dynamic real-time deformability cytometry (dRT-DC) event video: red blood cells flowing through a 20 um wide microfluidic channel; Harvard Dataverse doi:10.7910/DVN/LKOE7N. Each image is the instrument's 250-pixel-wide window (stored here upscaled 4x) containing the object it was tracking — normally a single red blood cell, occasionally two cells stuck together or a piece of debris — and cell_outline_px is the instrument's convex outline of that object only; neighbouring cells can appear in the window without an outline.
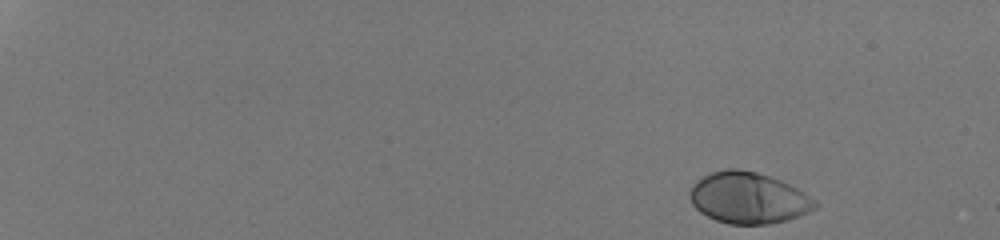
{"species": "human", "species_latin": "Homo sapiens", "temperature_condition": "room temperature", "stored_images_in_passage": 44, "camera_frame_rate_fps": 3000, "um_per_image_px": 0.085, "donor": {"sex": "male"}, "frame": {"image": 1, "passage_image": 1, "time_ms": 0.0, "image_size_px": [1000, 240], "cell_outline_px": [[820, 204], [816, 208], [808, 212], [788, 220], [768, 224], [728, 224], [716, 220], [700, 212], [692, 204], [688, 196], [688, 192], [692, 184], [696, 180], [712, 172], [728, 168], [736, 168], [756, 172], [780, 180], [804, 192], [816, 200]], "centroid_in_image_um": [63.59, 16.82], "position_along_channel_um": 21.4, "area_um2": 37.57}}
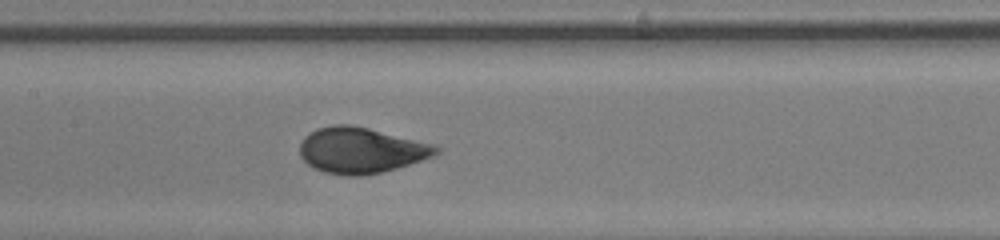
{"frame": {"image": 2, "passage_image": 26, "time_ms": 8.333, "image_size_px": [1000, 240], "cell_outline_px": [[440, 152], [432, 156], [396, 168], [380, 172], [360, 176], [348, 176], [324, 172], [308, 164], [300, 156], [300, 144], [304, 136], [316, 128], [332, 124], [348, 124], [368, 128], [432, 144], [440, 148]], "centroid_in_image_um": [30.64, 12.77], "position_along_channel_um": 176.8, "area_um2": 36.01}}
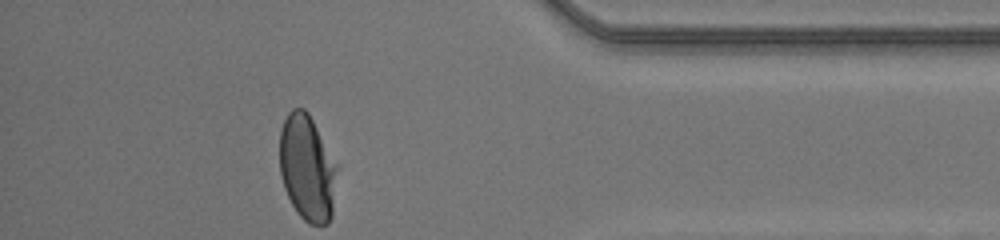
{"frame": {"image": 3, "passage_image": 44, "time_ms": 14.333, "image_size_px": [1000, 240], "cell_outline_px": [[340, 164], [332, 216], [328, 224], [308, 224], [296, 212], [284, 188], [280, 172], [280, 132], [284, 120], [288, 112], [292, 108], [304, 108], [308, 112]], "centroid_in_image_um": [26.17, 14.27], "position_along_channel_um": 409.0, "area_um2": 36.53}, "authors_computed_cell_mechanics": {"area_um2": 36.0961, "velocity_mm_per_s": 4.1838, "shape_relaxation_time_tau1_ms": 2.8948, "shape_relaxation_time_tau2_ms": null, "deformation_change_tau1": 0.1671, "deformation_change_tau2": null}}